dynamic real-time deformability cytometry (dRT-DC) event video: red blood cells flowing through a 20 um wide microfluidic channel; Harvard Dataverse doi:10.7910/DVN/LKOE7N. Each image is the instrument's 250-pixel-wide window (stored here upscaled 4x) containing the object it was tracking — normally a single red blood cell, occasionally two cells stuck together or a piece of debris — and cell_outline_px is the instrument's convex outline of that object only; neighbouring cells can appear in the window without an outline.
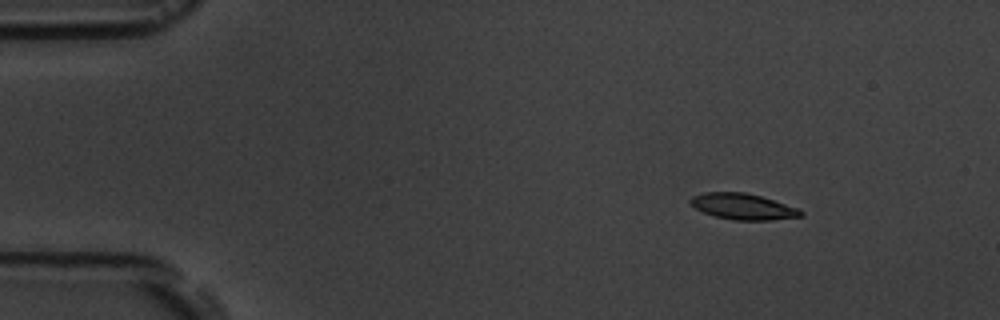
{"species": "common noctule bat (a hibernating species)", "species_latin": "Nyctalus noctula", "temperature_condition": "room temperature", "stored_images_in_passage": 6, "camera_frame_rate_fps": 3000, "um_per_image_px": 0.085, "animal": {"sex": "male", "body_mass_g": 19.5, "forearm_length_mm": 54.6}, "frame": {"image": 1, "passage_image": 2, "time_ms": 2.0, "image_size_px": [1000, 320], "cell_outline_px": [[804, 216], [772, 220], [732, 220], [716, 216], [704, 212], [696, 208], [688, 200], [692, 196], [704, 192], [744, 192], [760, 196], [800, 208], [804, 212]], "centroid_in_image_um": [63.19, 17.55], "position_along_channel_um": 21.8, "area_um2": 16.76}}
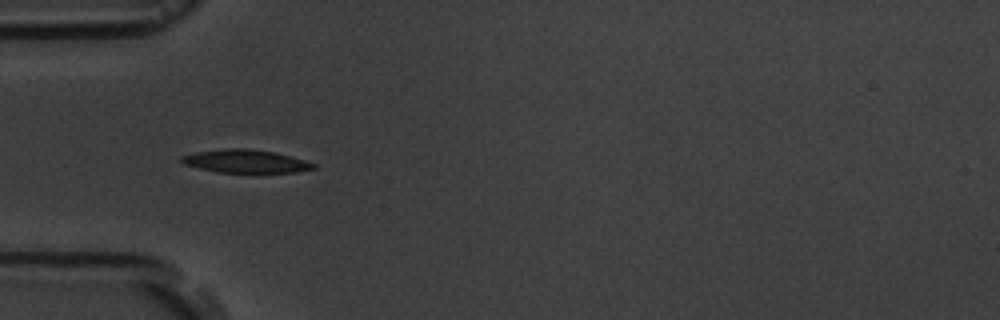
{"frame": {"image": 2, "passage_image": 5, "time_ms": 5.333, "image_size_px": [1000, 320], "cell_outline_px": [[316, 168], [296, 172], [216, 172], [184, 164], [180, 160], [180, 156], [196, 152], [224, 148], [252, 148], [276, 152], [304, 160], [316, 164]], "centroid_in_image_um": [20.87, 13.69], "position_along_channel_um": 64.1, "area_um2": 17.8}}
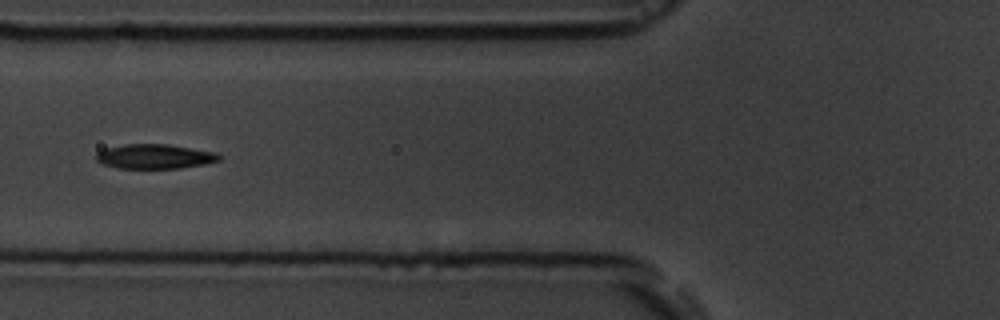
{"frame": {"image": 3, "passage_image": 6, "time_ms": 6.667, "image_size_px": [1000, 320], "cell_outline_px": [[220, 160], [204, 164], [180, 168], [120, 168], [104, 164], [96, 160], [96, 156], [104, 148], [124, 144], [168, 144], [216, 152], [220, 156]], "centroid_in_image_um": [13.16, 13.29], "position_along_channel_um": 112.6, "area_um2": 17.46}}